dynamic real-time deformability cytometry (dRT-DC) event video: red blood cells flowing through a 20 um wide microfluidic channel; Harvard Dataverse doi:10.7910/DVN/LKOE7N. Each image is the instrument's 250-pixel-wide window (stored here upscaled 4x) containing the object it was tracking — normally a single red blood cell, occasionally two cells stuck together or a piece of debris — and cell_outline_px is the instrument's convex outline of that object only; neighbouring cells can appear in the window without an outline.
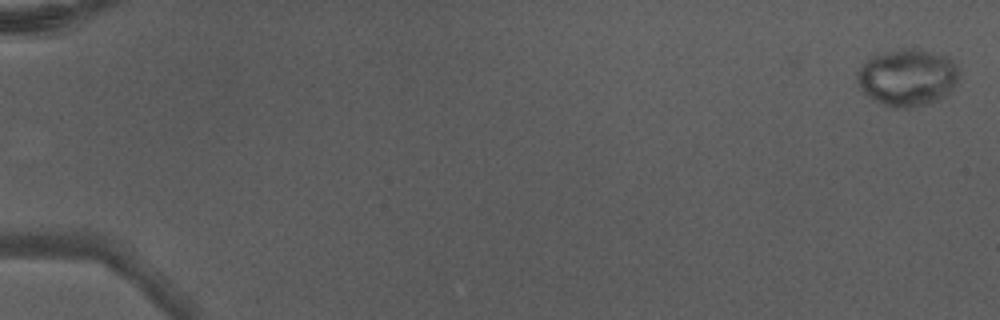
{"species": "Egyptian fruit bat (a non-hibernating species)", "species_latin": "Rousettus aegyptiacus", "temperature_condition": "warm", "stored_images_in_passage": 11, "camera_frame_rate_fps": 3000, "um_per_image_px": 0.085, "animal": {"sex": "male"}, "frame": {"image": 1, "passage_image": 2, "time_ms": 0.333, "image_size_px": [1000, 320], "cell_outline_px": [[960, 76], [948, 92], [944, 96], [936, 100], [916, 108], [888, 108], [868, 96], [860, 88], [856, 80], [856, 72], [872, 56], [884, 52], [900, 48], [920, 48], [948, 56], [952, 60], [960, 72]], "centroid_in_image_um": [77.13, 6.58], "position_along_channel_um": 7.9, "area_um2": 34.22}}